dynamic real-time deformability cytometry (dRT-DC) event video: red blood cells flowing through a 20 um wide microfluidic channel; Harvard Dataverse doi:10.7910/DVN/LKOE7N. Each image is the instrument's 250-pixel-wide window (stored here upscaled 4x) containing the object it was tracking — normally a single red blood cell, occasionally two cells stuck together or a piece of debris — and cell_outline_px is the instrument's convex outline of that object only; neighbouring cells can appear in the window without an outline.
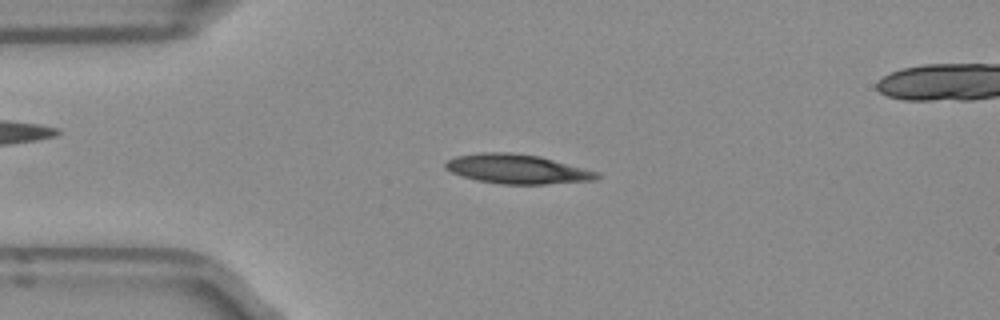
{"species": "Egyptian fruit bat (a non-hibernating species)", "species_latin": "Rousettus aegyptiacus", "temperature_condition": "room temperature", "stored_images_in_passage": 4, "camera_frame_rate_fps": 3000, "um_per_image_px": 0.085, "frame": {"image": 1, "passage_image": 2, "time_ms": 0.333, "image_size_px": [1000, 320], "cell_outline_px": [[604, 176], [596, 180], [544, 184], [500, 184], [476, 180], [452, 172], [444, 168], [444, 164], [448, 160], [456, 156], [480, 152], [512, 152], [540, 156], [600, 172]], "centroid_in_image_um": [44.01, 14.36], "position_along_channel_um": 41.0, "area_um2": 26.13}}
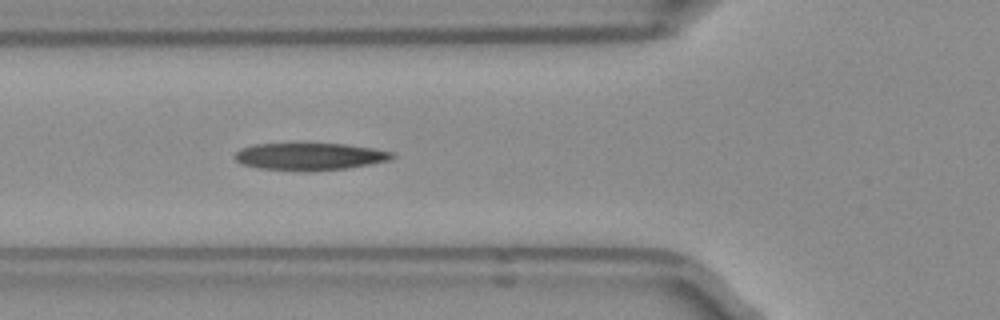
{"frame": {"image": 2, "passage_image": 4, "time_ms": 1.0, "image_size_px": [1000, 320], "cell_outline_px": [[396, 156], [388, 160], [368, 164], [344, 168], [260, 168], [240, 164], [232, 156], [240, 148], [256, 144], [344, 144], [372, 148], [392, 152]], "centroid_in_image_um": [26.29, 13.25], "position_along_channel_um": 99.5, "area_um2": 23.64}}